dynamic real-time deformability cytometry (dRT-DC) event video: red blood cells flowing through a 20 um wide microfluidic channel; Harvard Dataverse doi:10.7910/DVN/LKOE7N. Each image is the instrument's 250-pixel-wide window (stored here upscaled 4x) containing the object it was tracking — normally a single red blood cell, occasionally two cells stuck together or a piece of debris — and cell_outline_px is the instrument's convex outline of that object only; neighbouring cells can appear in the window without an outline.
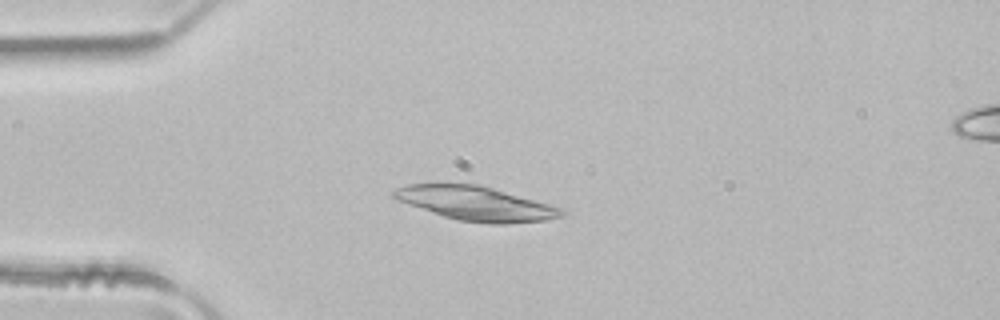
{"species": "common noctule bat (a hibernating species)", "species_latin": "Nyctalus noctula", "temperature_condition": "room temperature", "stored_images_in_passage": 3, "camera_frame_rate_fps": 3000, "um_per_image_px": 0.085, "animal": {"sex": "male", "body_mass_g": 21.5, "forearm_length_mm": 52.0}, "frame": {"image": 1, "passage_image": 3, "time_ms": 0.667, "image_size_px": [1000, 320], "cell_outline_px": [[568, 212], [564, 216], [548, 220], [508, 224], [488, 224], [456, 220], [408, 204], [392, 196], [392, 192], [396, 188], [408, 184], [444, 180], [480, 184], [564, 208]], "centroid_in_image_um": [40.46, 17.25], "position_along_channel_um": 44.5, "area_um2": 34.56}}